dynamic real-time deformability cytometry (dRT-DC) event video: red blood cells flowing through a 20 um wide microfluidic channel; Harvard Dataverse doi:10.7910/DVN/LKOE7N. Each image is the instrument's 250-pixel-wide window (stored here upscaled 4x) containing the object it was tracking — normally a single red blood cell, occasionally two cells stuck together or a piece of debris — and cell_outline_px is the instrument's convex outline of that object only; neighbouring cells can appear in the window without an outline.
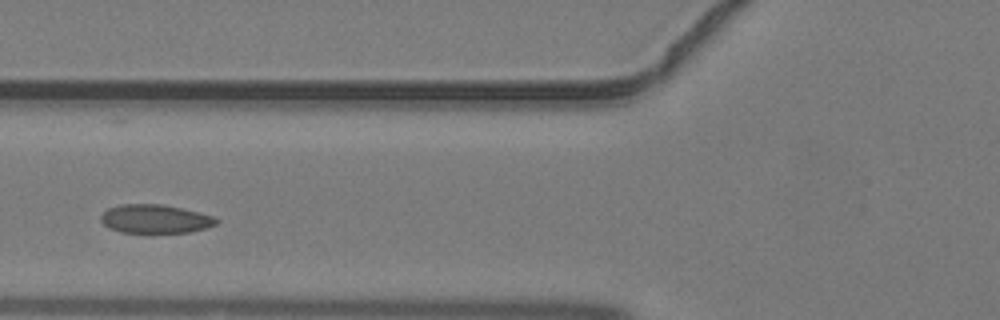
{"species": "common noctule bat (a hibernating species)", "species_latin": "Nyctalus noctula", "temperature_condition": "warm", "stored_images_in_passage": 4, "camera_frame_rate_fps": 3000, "um_per_image_px": 0.085, "animal": {"sex": "male", "body_mass_g": 19.2, "forearm_length_mm": 51.8}, "frame": {"image": 1, "passage_image": 4, "time_ms": 1.0, "image_size_px": [1000, 320], "cell_outline_px": [[220, 220], [216, 224], [204, 228], [188, 232], [120, 232], [108, 228], [100, 220], [100, 216], [108, 208], [120, 204], [160, 204], [180, 208], [216, 216]], "centroid_in_image_um": [13.18, 18.6], "position_along_channel_um": 112.6, "area_um2": 19.19}}